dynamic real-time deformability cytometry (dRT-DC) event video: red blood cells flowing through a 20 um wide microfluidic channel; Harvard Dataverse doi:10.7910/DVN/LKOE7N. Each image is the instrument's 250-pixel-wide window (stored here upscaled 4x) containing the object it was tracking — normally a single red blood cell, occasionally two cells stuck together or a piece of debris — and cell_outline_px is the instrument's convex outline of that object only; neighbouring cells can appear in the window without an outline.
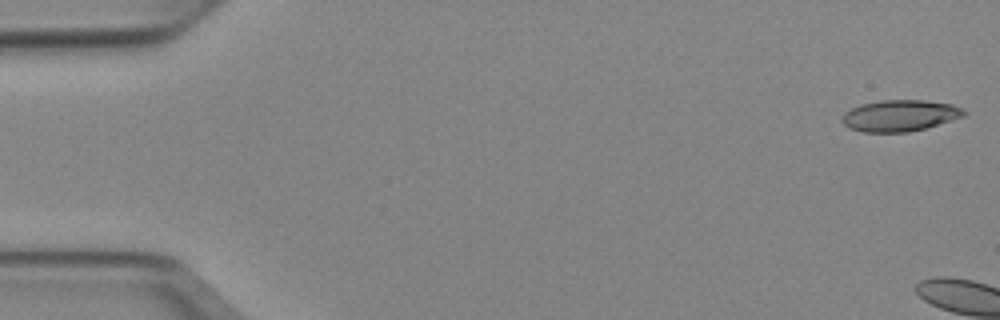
{"species": "Egyptian fruit bat (a non-hibernating species)", "species_latin": "Rousettus aegyptiacus", "temperature_condition": "cold", "stored_images_in_passage": 4, "camera_frame_rate_fps": 3000, "um_per_image_px": 0.085, "animal": {"sex": "female"}, "frame": {"image": 1, "passage_image": 1, "time_ms": 0.0, "image_size_px": [1000, 320], "cell_outline_px": [[968, 112], [964, 116], [924, 128], [908, 132], [864, 132], [848, 128], [840, 120], [844, 112], [860, 104], [880, 100], [924, 100], [952, 104], [964, 108]], "centroid_in_image_um": [76.47, 9.82], "position_along_channel_um": 8.5, "area_um2": 22.37}}